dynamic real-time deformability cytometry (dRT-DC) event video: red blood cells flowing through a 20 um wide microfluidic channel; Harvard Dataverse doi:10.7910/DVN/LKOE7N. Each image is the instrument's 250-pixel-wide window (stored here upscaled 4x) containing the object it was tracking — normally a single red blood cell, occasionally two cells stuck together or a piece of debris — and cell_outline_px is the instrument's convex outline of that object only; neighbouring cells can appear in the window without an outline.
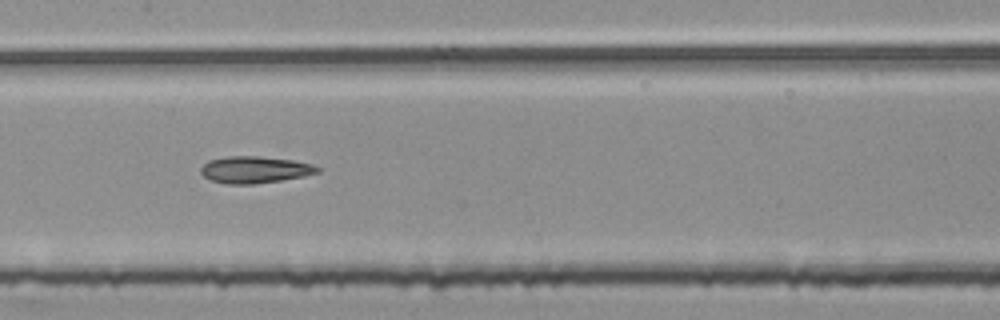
{"species": "common noctule bat (a hibernating species)", "species_latin": "Nyctalus noctula", "temperature_condition": "room temperature", "stored_images_in_passage": 54, "segment_of_instrument_passage": [2, 2], "camera_frame_rate_fps": 3000, "um_per_image_px": 0.085, "animal": {"sex": "female", "body_mass_g": 25.1}, "frame": {"image": 1, "passage_image": 27, "time_ms": 8.667, "image_size_px": [1000, 320], "cell_outline_px": [[320, 172], [304, 176], [280, 180], [252, 184], [224, 184], [212, 180], [204, 176], [200, 172], [200, 168], [208, 160], [228, 156], [260, 156], [292, 160], [312, 164], [320, 168]], "centroid_in_image_um": [21.64, 14.42], "position_along_channel_um": 185.8, "area_um2": 18.21}}
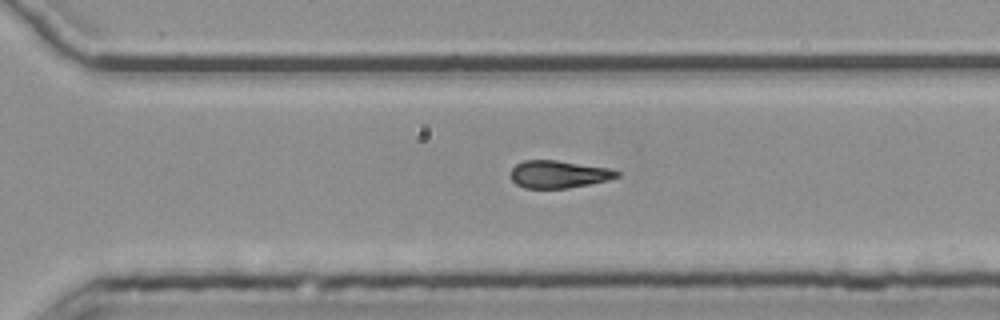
{"frame": {"image": 2, "passage_image": 38, "time_ms": 12.333, "image_size_px": [1000, 320], "cell_outline_px": [[620, 176], [608, 180], [568, 188], [524, 188], [516, 184], [512, 180], [512, 168], [516, 164], [524, 160], [556, 160], [612, 168], [620, 172]], "centroid_in_image_um": [47.52, 14.8], "position_along_channel_um": 323.1, "area_um2": 17.05}}
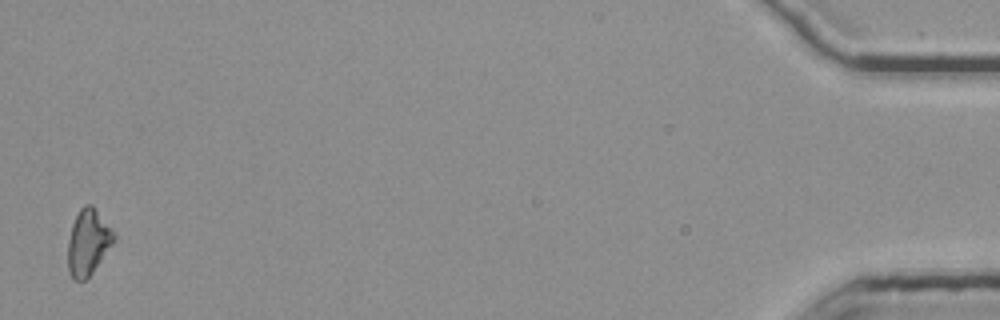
{"frame": {"image": 3, "passage_image": 54, "time_ms": 17.667, "image_size_px": [1000, 320], "cell_outline_px": [[116, 236], [112, 244], [92, 272], [84, 280], [72, 280], [68, 268], [68, 240], [72, 224], [80, 208], [84, 204], [92, 204], [116, 232]], "centroid_in_image_um": [7.49, 20.55], "position_along_channel_um": 427.7, "area_um2": 17.63}}